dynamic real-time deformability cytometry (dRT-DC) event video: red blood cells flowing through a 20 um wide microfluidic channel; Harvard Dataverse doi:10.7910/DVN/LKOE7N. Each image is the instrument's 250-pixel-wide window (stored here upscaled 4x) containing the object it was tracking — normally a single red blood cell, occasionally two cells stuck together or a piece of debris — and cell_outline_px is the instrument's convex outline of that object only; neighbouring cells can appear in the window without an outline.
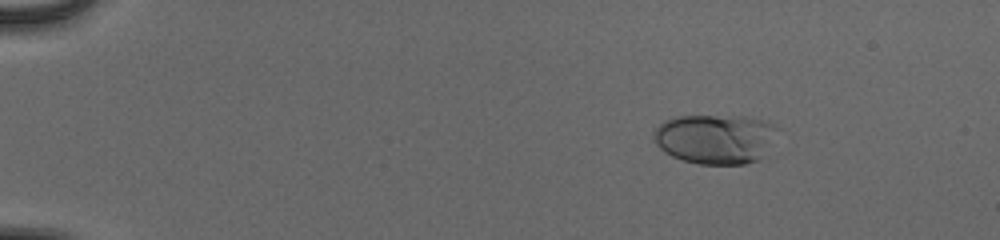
{"species": "human", "species_latin": "Homo sapiens", "temperature_condition": "cold", "stored_images_in_passage": 10, "camera_frame_rate_fps": 3000, "um_per_image_px": 0.085, "donor": {"sex": "male"}, "frame": {"image": 1, "passage_image": 1, "time_ms": 0.0, "image_size_px": [1000, 240], "cell_outline_px": [[776, 128], [760, 160], [744, 164], [700, 164], [684, 160], [672, 156], [664, 152], [656, 144], [656, 128], [664, 120], [672, 116], [748, 116], [776, 124]], "centroid_in_image_um": [60.77, 11.79], "position_along_channel_um": 24.2, "area_um2": 35.43}}